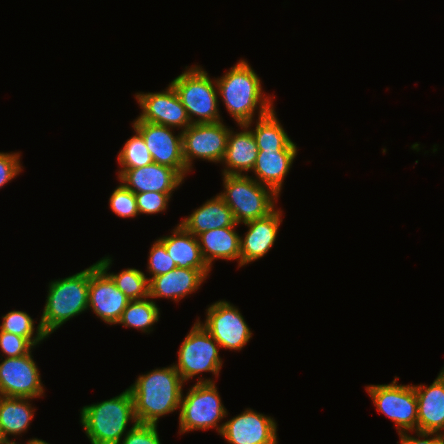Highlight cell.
Returning a JSON list of instances; mask_svg holds the SVG:
<instances>
[{"label":"cell","mask_w":444,"mask_h":444,"mask_svg":"<svg viewBox=\"0 0 444 444\" xmlns=\"http://www.w3.org/2000/svg\"><path fill=\"white\" fill-rule=\"evenodd\" d=\"M183 383L174 365L140 375L129 387L138 423L157 425L160 417L180 409Z\"/></svg>","instance_id":"6da1fadb"},{"label":"cell","mask_w":444,"mask_h":444,"mask_svg":"<svg viewBox=\"0 0 444 444\" xmlns=\"http://www.w3.org/2000/svg\"><path fill=\"white\" fill-rule=\"evenodd\" d=\"M215 80L218 95L222 97L226 110L238 125L250 127L256 109L259 108L260 118L274 108L270 97L267 98L262 93L260 78L244 60H240L225 75Z\"/></svg>","instance_id":"7a4b0ae2"},{"label":"cell","mask_w":444,"mask_h":444,"mask_svg":"<svg viewBox=\"0 0 444 444\" xmlns=\"http://www.w3.org/2000/svg\"><path fill=\"white\" fill-rule=\"evenodd\" d=\"M80 423L91 444H120L128 423L137 424L134 400L130 389L100 403L84 406Z\"/></svg>","instance_id":"3957f363"},{"label":"cell","mask_w":444,"mask_h":444,"mask_svg":"<svg viewBox=\"0 0 444 444\" xmlns=\"http://www.w3.org/2000/svg\"><path fill=\"white\" fill-rule=\"evenodd\" d=\"M39 322L49 337L70 318L88 309L89 268L49 283V291Z\"/></svg>","instance_id":"277c9868"},{"label":"cell","mask_w":444,"mask_h":444,"mask_svg":"<svg viewBox=\"0 0 444 444\" xmlns=\"http://www.w3.org/2000/svg\"><path fill=\"white\" fill-rule=\"evenodd\" d=\"M224 192L218 195L232 210L236 224L262 218L275 210L279 196L273 189L258 183L252 176L223 175Z\"/></svg>","instance_id":"5b68a950"},{"label":"cell","mask_w":444,"mask_h":444,"mask_svg":"<svg viewBox=\"0 0 444 444\" xmlns=\"http://www.w3.org/2000/svg\"><path fill=\"white\" fill-rule=\"evenodd\" d=\"M176 91L192 124L221 121L216 80L202 67H191L170 83ZM193 116H197V119Z\"/></svg>","instance_id":"8992f818"},{"label":"cell","mask_w":444,"mask_h":444,"mask_svg":"<svg viewBox=\"0 0 444 444\" xmlns=\"http://www.w3.org/2000/svg\"><path fill=\"white\" fill-rule=\"evenodd\" d=\"M227 414V409L221 402L214 381L210 379L199 381L181 396L179 413V433L192 430H206L216 427L220 434L224 423L218 425L219 421Z\"/></svg>","instance_id":"52a82bcc"},{"label":"cell","mask_w":444,"mask_h":444,"mask_svg":"<svg viewBox=\"0 0 444 444\" xmlns=\"http://www.w3.org/2000/svg\"><path fill=\"white\" fill-rule=\"evenodd\" d=\"M219 349L220 345L198 319L181 344L178 363L174 364L183 382L200 372H212L217 377L222 367Z\"/></svg>","instance_id":"ba28073f"},{"label":"cell","mask_w":444,"mask_h":444,"mask_svg":"<svg viewBox=\"0 0 444 444\" xmlns=\"http://www.w3.org/2000/svg\"><path fill=\"white\" fill-rule=\"evenodd\" d=\"M366 391L377 410L396 424L398 434L417 431V398L414 385H398L395 377L391 384L370 385L366 387Z\"/></svg>","instance_id":"9c48e42d"},{"label":"cell","mask_w":444,"mask_h":444,"mask_svg":"<svg viewBox=\"0 0 444 444\" xmlns=\"http://www.w3.org/2000/svg\"><path fill=\"white\" fill-rule=\"evenodd\" d=\"M112 258L105 257L89 267L88 309L107 324H117L131 301L107 274Z\"/></svg>","instance_id":"30bf717a"},{"label":"cell","mask_w":444,"mask_h":444,"mask_svg":"<svg viewBox=\"0 0 444 444\" xmlns=\"http://www.w3.org/2000/svg\"><path fill=\"white\" fill-rule=\"evenodd\" d=\"M222 122L195 123L181 131L183 159L189 171L195 158L222 162L230 133V128Z\"/></svg>","instance_id":"8fae6325"},{"label":"cell","mask_w":444,"mask_h":444,"mask_svg":"<svg viewBox=\"0 0 444 444\" xmlns=\"http://www.w3.org/2000/svg\"><path fill=\"white\" fill-rule=\"evenodd\" d=\"M201 325L225 349L241 350L252 336L238 308L227 301H217L208 307Z\"/></svg>","instance_id":"7c38bea8"},{"label":"cell","mask_w":444,"mask_h":444,"mask_svg":"<svg viewBox=\"0 0 444 444\" xmlns=\"http://www.w3.org/2000/svg\"><path fill=\"white\" fill-rule=\"evenodd\" d=\"M29 354L5 358L0 363V395L34 399L42 397L44 388L40 371Z\"/></svg>","instance_id":"4fadbf2b"},{"label":"cell","mask_w":444,"mask_h":444,"mask_svg":"<svg viewBox=\"0 0 444 444\" xmlns=\"http://www.w3.org/2000/svg\"><path fill=\"white\" fill-rule=\"evenodd\" d=\"M132 127L144 138L153 162L175 169L183 178L190 172L183 159L182 132L174 136L172 127L144 122L138 117Z\"/></svg>","instance_id":"5bb4252c"},{"label":"cell","mask_w":444,"mask_h":444,"mask_svg":"<svg viewBox=\"0 0 444 444\" xmlns=\"http://www.w3.org/2000/svg\"><path fill=\"white\" fill-rule=\"evenodd\" d=\"M136 99L142 109L141 121L181 128L184 131L192 123L176 91L170 84L165 91L137 93Z\"/></svg>","instance_id":"9a60e30c"},{"label":"cell","mask_w":444,"mask_h":444,"mask_svg":"<svg viewBox=\"0 0 444 444\" xmlns=\"http://www.w3.org/2000/svg\"><path fill=\"white\" fill-rule=\"evenodd\" d=\"M273 418L246 409L224 423L220 435L229 444H277V425Z\"/></svg>","instance_id":"2e32d148"},{"label":"cell","mask_w":444,"mask_h":444,"mask_svg":"<svg viewBox=\"0 0 444 444\" xmlns=\"http://www.w3.org/2000/svg\"><path fill=\"white\" fill-rule=\"evenodd\" d=\"M118 179L134 194L143 192L172 193L184 181L173 168L155 162L147 166L126 169Z\"/></svg>","instance_id":"e0dca14e"},{"label":"cell","mask_w":444,"mask_h":444,"mask_svg":"<svg viewBox=\"0 0 444 444\" xmlns=\"http://www.w3.org/2000/svg\"><path fill=\"white\" fill-rule=\"evenodd\" d=\"M281 210H274L265 217L244 223L249 230L240 238V267L264 257L277 238L282 222Z\"/></svg>","instance_id":"ac0fdd59"},{"label":"cell","mask_w":444,"mask_h":444,"mask_svg":"<svg viewBox=\"0 0 444 444\" xmlns=\"http://www.w3.org/2000/svg\"><path fill=\"white\" fill-rule=\"evenodd\" d=\"M414 389L417 398V431L443 434L444 368L430 386L414 385Z\"/></svg>","instance_id":"d6986e66"},{"label":"cell","mask_w":444,"mask_h":444,"mask_svg":"<svg viewBox=\"0 0 444 444\" xmlns=\"http://www.w3.org/2000/svg\"><path fill=\"white\" fill-rule=\"evenodd\" d=\"M211 269H189L176 267L166 274L153 277L149 281V298L183 299L198 290Z\"/></svg>","instance_id":"ffe728a7"},{"label":"cell","mask_w":444,"mask_h":444,"mask_svg":"<svg viewBox=\"0 0 444 444\" xmlns=\"http://www.w3.org/2000/svg\"><path fill=\"white\" fill-rule=\"evenodd\" d=\"M243 128L242 132H233L230 130L226 152L222 163L225 169L222 175H242V171L253 169L258 156L257 143L249 126L239 125Z\"/></svg>","instance_id":"44dd1931"},{"label":"cell","mask_w":444,"mask_h":444,"mask_svg":"<svg viewBox=\"0 0 444 444\" xmlns=\"http://www.w3.org/2000/svg\"><path fill=\"white\" fill-rule=\"evenodd\" d=\"M296 155L297 150H259L252 169L256 175L254 179L279 195Z\"/></svg>","instance_id":"7402d4cb"},{"label":"cell","mask_w":444,"mask_h":444,"mask_svg":"<svg viewBox=\"0 0 444 444\" xmlns=\"http://www.w3.org/2000/svg\"><path fill=\"white\" fill-rule=\"evenodd\" d=\"M180 224L196 237L208 230L238 225L232 210L219 195L207 200Z\"/></svg>","instance_id":"603a6c76"},{"label":"cell","mask_w":444,"mask_h":444,"mask_svg":"<svg viewBox=\"0 0 444 444\" xmlns=\"http://www.w3.org/2000/svg\"><path fill=\"white\" fill-rule=\"evenodd\" d=\"M240 238L235 226L216 228L197 236L201 254L211 269L215 259L237 260L240 266Z\"/></svg>","instance_id":"cb8c5ba5"},{"label":"cell","mask_w":444,"mask_h":444,"mask_svg":"<svg viewBox=\"0 0 444 444\" xmlns=\"http://www.w3.org/2000/svg\"><path fill=\"white\" fill-rule=\"evenodd\" d=\"M159 240L165 245L167 253L177 267L210 269L202 257L197 237L180 223L173 230L172 235L164 236Z\"/></svg>","instance_id":"d4e9b609"},{"label":"cell","mask_w":444,"mask_h":444,"mask_svg":"<svg viewBox=\"0 0 444 444\" xmlns=\"http://www.w3.org/2000/svg\"><path fill=\"white\" fill-rule=\"evenodd\" d=\"M28 400L31 399L0 395V431L4 440L28 429L35 412Z\"/></svg>","instance_id":"484cf974"},{"label":"cell","mask_w":444,"mask_h":444,"mask_svg":"<svg viewBox=\"0 0 444 444\" xmlns=\"http://www.w3.org/2000/svg\"><path fill=\"white\" fill-rule=\"evenodd\" d=\"M252 134L258 150H297L296 144L288 137L276 117L274 108L258 118Z\"/></svg>","instance_id":"4316f807"},{"label":"cell","mask_w":444,"mask_h":444,"mask_svg":"<svg viewBox=\"0 0 444 444\" xmlns=\"http://www.w3.org/2000/svg\"><path fill=\"white\" fill-rule=\"evenodd\" d=\"M159 308L153 300L148 298L142 300H133L124 309L122 316L117 324L124 327H133L143 332L152 331V325L158 322L160 318Z\"/></svg>","instance_id":"83f0119b"},{"label":"cell","mask_w":444,"mask_h":444,"mask_svg":"<svg viewBox=\"0 0 444 444\" xmlns=\"http://www.w3.org/2000/svg\"><path fill=\"white\" fill-rule=\"evenodd\" d=\"M3 322L0 324V330L27 338L34 346L41 343L48 336L42 330L40 323L34 335V320L29 314L23 311H10L2 316Z\"/></svg>","instance_id":"f1b7e54d"},{"label":"cell","mask_w":444,"mask_h":444,"mask_svg":"<svg viewBox=\"0 0 444 444\" xmlns=\"http://www.w3.org/2000/svg\"><path fill=\"white\" fill-rule=\"evenodd\" d=\"M135 132V135L126 141L122 150L119 152L117 160L122 168L118 172V177L126 169L147 166L153 162L144 138L137 130H135Z\"/></svg>","instance_id":"f546056e"},{"label":"cell","mask_w":444,"mask_h":444,"mask_svg":"<svg viewBox=\"0 0 444 444\" xmlns=\"http://www.w3.org/2000/svg\"><path fill=\"white\" fill-rule=\"evenodd\" d=\"M131 301L149 298V281L145 274L135 268H127L118 274L107 273Z\"/></svg>","instance_id":"4dcf8cb0"},{"label":"cell","mask_w":444,"mask_h":444,"mask_svg":"<svg viewBox=\"0 0 444 444\" xmlns=\"http://www.w3.org/2000/svg\"><path fill=\"white\" fill-rule=\"evenodd\" d=\"M110 209L122 218L139 215L135 194L122 183L115 188L109 198Z\"/></svg>","instance_id":"1f68e13d"},{"label":"cell","mask_w":444,"mask_h":444,"mask_svg":"<svg viewBox=\"0 0 444 444\" xmlns=\"http://www.w3.org/2000/svg\"><path fill=\"white\" fill-rule=\"evenodd\" d=\"M149 253L147 269L152 277L148 278V281L153 277L166 274L177 267L174 260L167 253L165 245L159 239L154 242Z\"/></svg>","instance_id":"d6a6232c"},{"label":"cell","mask_w":444,"mask_h":444,"mask_svg":"<svg viewBox=\"0 0 444 444\" xmlns=\"http://www.w3.org/2000/svg\"><path fill=\"white\" fill-rule=\"evenodd\" d=\"M172 193L143 192L136 193L139 214H156L165 211Z\"/></svg>","instance_id":"836d02e7"},{"label":"cell","mask_w":444,"mask_h":444,"mask_svg":"<svg viewBox=\"0 0 444 444\" xmlns=\"http://www.w3.org/2000/svg\"><path fill=\"white\" fill-rule=\"evenodd\" d=\"M120 444H161L157 425L146 423L132 424V427L123 437Z\"/></svg>","instance_id":"e575fe53"},{"label":"cell","mask_w":444,"mask_h":444,"mask_svg":"<svg viewBox=\"0 0 444 444\" xmlns=\"http://www.w3.org/2000/svg\"><path fill=\"white\" fill-rule=\"evenodd\" d=\"M33 347L27 338L0 330V348L6 358L29 354Z\"/></svg>","instance_id":"d590c367"},{"label":"cell","mask_w":444,"mask_h":444,"mask_svg":"<svg viewBox=\"0 0 444 444\" xmlns=\"http://www.w3.org/2000/svg\"><path fill=\"white\" fill-rule=\"evenodd\" d=\"M20 154L0 152V188L21 172Z\"/></svg>","instance_id":"8d00e7d4"},{"label":"cell","mask_w":444,"mask_h":444,"mask_svg":"<svg viewBox=\"0 0 444 444\" xmlns=\"http://www.w3.org/2000/svg\"><path fill=\"white\" fill-rule=\"evenodd\" d=\"M406 433L407 432L399 433L400 444H444V432L443 434H441V433H428V432L415 431V433H417L418 438L410 436ZM419 438H424V439H419Z\"/></svg>","instance_id":"74e56055"},{"label":"cell","mask_w":444,"mask_h":444,"mask_svg":"<svg viewBox=\"0 0 444 444\" xmlns=\"http://www.w3.org/2000/svg\"><path fill=\"white\" fill-rule=\"evenodd\" d=\"M44 443H46V441H44V440H42V439H38V438H32V439H30L29 441H28V443L27 444H44ZM0 444H17V443H15V441H10V440H5V441H3L2 443H0Z\"/></svg>","instance_id":"f35d334b"},{"label":"cell","mask_w":444,"mask_h":444,"mask_svg":"<svg viewBox=\"0 0 444 444\" xmlns=\"http://www.w3.org/2000/svg\"><path fill=\"white\" fill-rule=\"evenodd\" d=\"M3 441H5L2 437L1 431H0V443H2Z\"/></svg>","instance_id":"ab89813d"}]
</instances>
